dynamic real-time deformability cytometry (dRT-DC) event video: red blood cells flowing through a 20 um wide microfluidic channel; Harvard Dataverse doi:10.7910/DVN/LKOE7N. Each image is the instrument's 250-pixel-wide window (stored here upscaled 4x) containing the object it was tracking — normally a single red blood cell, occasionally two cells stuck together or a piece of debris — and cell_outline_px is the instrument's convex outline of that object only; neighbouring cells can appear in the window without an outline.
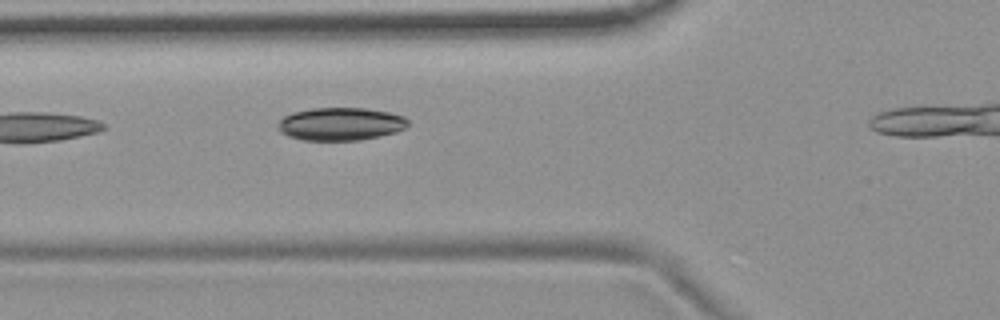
{"species": "common noctule bat (a hibernating species)", "species_latin": "Nyctalus noctula", "temperature_condition": "room temperature", "stored_images_in_passage": 7, "camera_frame_rate_fps": 3000, "um_per_image_px": 0.085, "animal": {"sex": "female", "body_mass_g": 19.9}, "frame": {"image": 1, "passage_image": 6, "time_ms": 6.667, "image_size_px": [1000, 320], "cell_outline_px": [[408, 124], [404, 128], [396, 132], [380, 136], [360, 140], [300, 140], [288, 136], [280, 132], [276, 128], [276, 124], [284, 116], [292, 112], [312, 108], [364, 108], [388, 112], [404, 116], [408, 120]], "centroid_in_image_um": [28.9, 10.54], "position_along_channel_um": 96.9, "area_um2": 25.09}}